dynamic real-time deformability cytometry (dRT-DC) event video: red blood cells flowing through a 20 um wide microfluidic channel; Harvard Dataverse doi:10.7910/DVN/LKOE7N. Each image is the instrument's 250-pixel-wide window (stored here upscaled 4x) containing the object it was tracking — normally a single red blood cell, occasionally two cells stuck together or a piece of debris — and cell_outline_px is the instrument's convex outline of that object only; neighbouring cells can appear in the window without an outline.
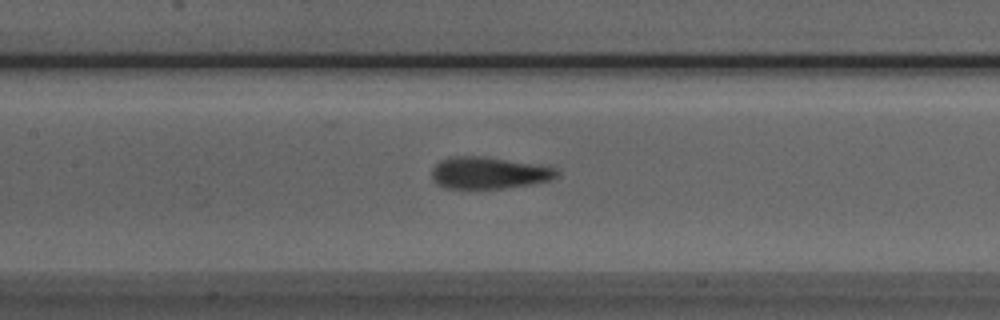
{"species": "Egyptian fruit bat (a non-hibernating species)", "species_latin": "Rousettus aegyptiacus", "temperature_condition": "room temperature", "stored_images_in_passage": 32, "camera_frame_rate_fps": 3000, "um_per_image_px": 0.085, "animal": {"sex": "male"}, "frame": {"image": 1, "passage_image": 13, "time_ms": 4.0, "image_size_px": [1000, 320], "cell_outline_px": [[560, 172], [552, 180], [504, 188], [444, 188], [436, 184], [432, 176], [432, 168], [440, 160], [448, 156], [484, 156], [540, 164], [556, 168]], "centroid_in_image_um": [41.55, 14.68], "position_along_channel_um": 165.9, "area_um2": 23.41}}
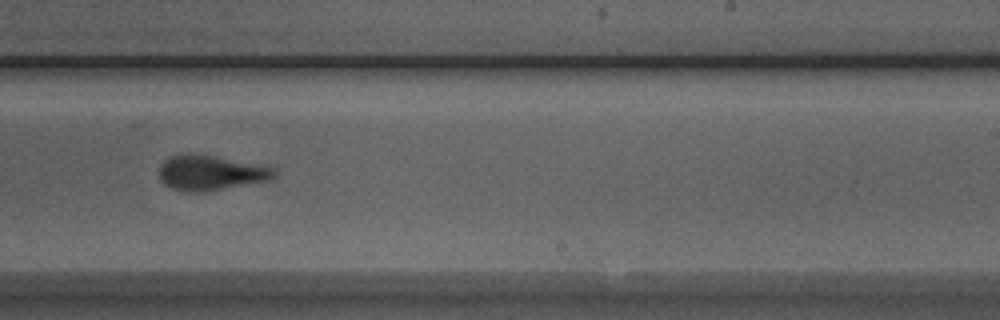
{"frame": {"image": 2, "passage_image": 21, "time_ms": 6.667, "image_size_px": [1000, 320], "cell_outline_px": [[276, 176], [272, 180], [204, 192], [180, 192], [164, 184], [160, 180], [160, 164], [164, 160], [172, 156], [188, 152], [268, 164], [276, 168]], "centroid_in_image_um": [17.98, 14.68], "position_along_channel_um": 271.0, "area_um2": 24.28}}
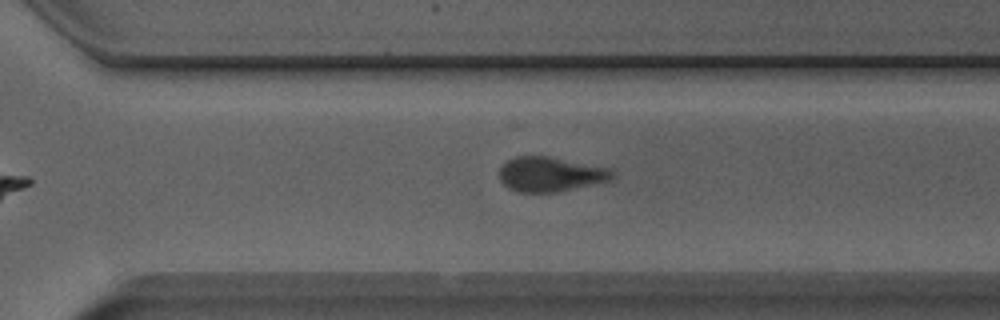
{"frame": {"image": 3, "passage_image": 25, "time_ms": 8.0, "image_size_px": [1000, 320], "cell_outline_px": [[616, 176], [612, 180], [556, 192], [520, 192], [508, 188], [500, 180], [500, 168], [508, 160], [516, 156], [548, 156], [608, 168], [616, 172]], "centroid_in_image_um": [46.81, 14.81], "position_along_channel_um": 323.8, "area_um2": 22.72}}